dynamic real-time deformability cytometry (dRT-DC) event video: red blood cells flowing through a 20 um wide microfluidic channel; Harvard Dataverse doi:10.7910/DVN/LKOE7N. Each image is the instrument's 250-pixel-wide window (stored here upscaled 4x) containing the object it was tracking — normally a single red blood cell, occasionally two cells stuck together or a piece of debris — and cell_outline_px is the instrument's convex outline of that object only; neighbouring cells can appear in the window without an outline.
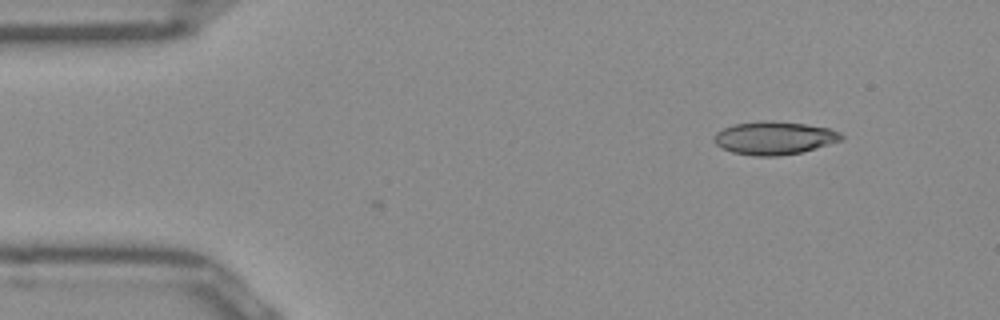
{"species": "Egyptian fruit bat (a non-hibernating species)", "species_latin": "Rousettus aegyptiacus", "temperature_condition": "room temperature", "stored_images_in_passage": 6, "camera_frame_rate_fps": 3000, "um_per_image_px": 0.085, "frame": {"image": 1, "passage_image": 6, "time_ms": 1.667, "image_size_px": [1000, 320], "cell_outline_px": [[844, 140], [800, 152], [776, 156], [756, 156], [732, 152], [716, 144], [712, 140], [716, 132], [724, 128], [736, 124], [764, 120], [772, 120], [804, 124], [828, 128], [840, 132], [844, 136]], "centroid_in_image_um": [65.82, 11.72], "position_along_channel_um": 19.2, "area_um2": 24.39}}